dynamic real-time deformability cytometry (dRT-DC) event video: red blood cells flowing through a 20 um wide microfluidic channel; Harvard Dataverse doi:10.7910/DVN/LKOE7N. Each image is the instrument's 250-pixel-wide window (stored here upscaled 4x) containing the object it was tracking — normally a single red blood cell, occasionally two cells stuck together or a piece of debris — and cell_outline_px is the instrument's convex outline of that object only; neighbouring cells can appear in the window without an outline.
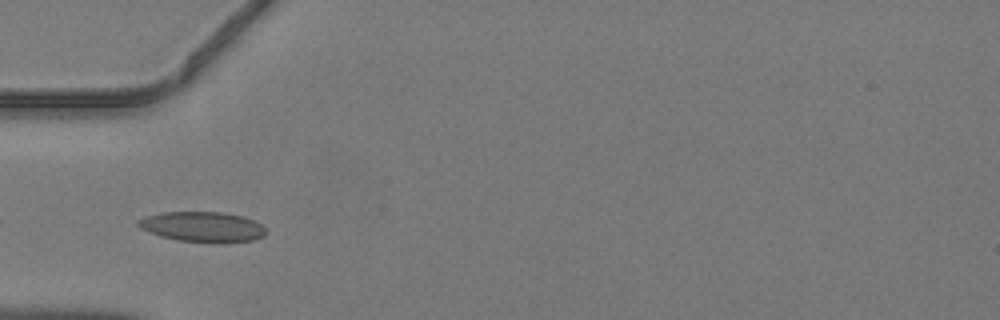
{"species": "common noctule bat (a hibernating species)", "species_latin": "Nyctalus noctula", "temperature_condition": "warm", "stored_images_in_passage": 20, "camera_frame_rate_fps": 3000, "um_per_image_px": 0.085, "animal": {"sex": "male", "body_mass_g": 19.2, "forearm_length_mm": 51.8}, "frame": {"image": 1, "passage_image": 12, "time_ms": 3.667, "image_size_px": [1000, 320], "cell_outline_px": [[268, 232], [264, 236], [256, 240], [224, 244], [212, 244], [176, 240], [160, 236], [140, 228], [136, 224], [136, 220], [144, 216], [164, 212], [224, 212], [244, 216], [256, 220], [268, 228]], "centroid_in_image_um": [17.3, 19.3], "position_along_channel_um": 67.7, "area_um2": 23.47}}
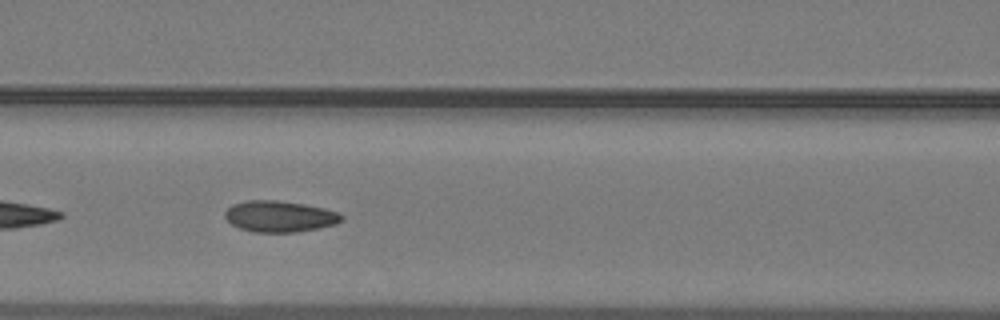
{"frame": {"image": 2, "passage_image": 17, "time_ms": 5.333, "image_size_px": [1000, 320], "cell_outline_px": [[344, 220], [336, 224], [320, 228], [296, 232], [256, 232], [240, 228], [232, 224], [224, 216], [224, 212], [232, 204], [248, 200], [276, 200], [304, 204], [324, 208], [340, 212], [344, 216]], "centroid_in_image_um": [23.81, 18.39], "position_along_channel_um": 142.8, "area_um2": 21.33}}